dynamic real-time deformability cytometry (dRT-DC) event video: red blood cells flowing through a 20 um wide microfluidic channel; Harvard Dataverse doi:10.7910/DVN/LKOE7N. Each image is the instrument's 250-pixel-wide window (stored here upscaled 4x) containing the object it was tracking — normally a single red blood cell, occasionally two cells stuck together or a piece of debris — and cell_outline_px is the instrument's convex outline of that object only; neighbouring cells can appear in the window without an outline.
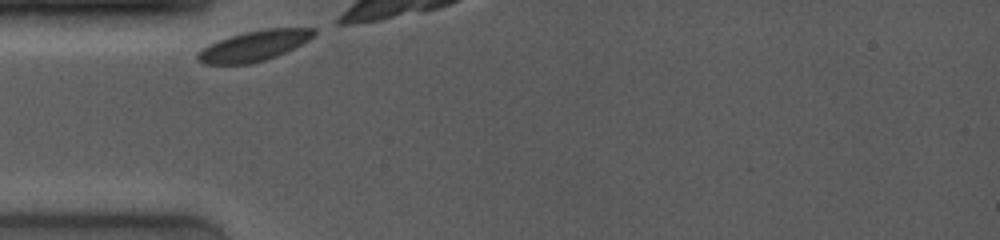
{"species": "common noctule bat (a hibernating species)", "species_latin": "Nyctalus noctula", "temperature_condition": "room temperature", "stored_images_in_passage": 21, "camera_frame_rate_fps": 4000, "um_per_image_px": 0.085, "animal": {"sex": "female", "body_mass_g": 19.0, "forearm_length_mm": 53.3}, "frame": {"image": 1, "passage_image": 1, "time_ms": 0.0, "image_size_px": [1000, 240], "cell_outline_px": [[316, 32], [308, 40], [276, 56], [264, 60], [248, 64], [204, 64], [196, 60], [196, 52], [208, 44], [244, 32], [264, 28], [316, 28]], "centroid_in_image_um": [21.54, 3.89], "position_along_channel_um": 63.5, "area_um2": 20.4}}
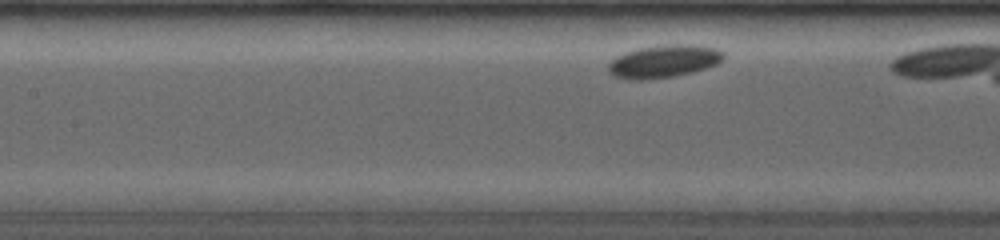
{"frame": {"image": 2, "passage_image": 13, "time_ms": 2.5, "image_size_px": [1000, 240], "cell_outline_px": [[724, 60], [716, 64], [692, 72], [672, 76], [640, 80], [628, 80], [612, 76], [608, 72], [608, 64], [616, 56], [624, 52], [640, 48], [668, 44], [696, 44], [716, 48], [724, 52]], "centroid_in_image_um": [56.4, 5.2], "position_along_channel_um": 151.0, "area_um2": 22.08}}